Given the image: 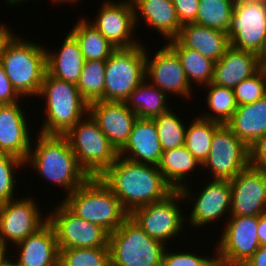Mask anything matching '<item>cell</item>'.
Returning a JSON list of instances; mask_svg holds the SVG:
<instances>
[{
	"label": "cell",
	"mask_w": 266,
	"mask_h": 266,
	"mask_svg": "<svg viewBox=\"0 0 266 266\" xmlns=\"http://www.w3.org/2000/svg\"><path fill=\"white\" fill-rule=\"evenodd\" d=\"M13 31L11 28H8L5 24L0 25V53L4 42L11 36Z\"/></svg>",
	"instance_id": "cell-46"
},
{
	"label": "cell",
	"mask_w": 266,
	"mask_h": 266,
	"mask_svg": "<svg viewBox=\"0 0 266 266\" xmlns=\"http://www.w3.org/2000/svg\"><path fill=\"white\" fill-rule=\"evenodd\" d=\"M167 184L174 190L180 191L189 185L187 179L190 173L202 165L188 151L185 145L164 151L157 165Z\"/></svg>",
	"instance_id": "cell-28"
},
{
	"label": "cell",
	"mask_w": 266,
	"mask_h": 266,
	"mask_svg": "<svg viewBox=\"0 0 266 266\" xmlns=\"http://www.w3.org/2000/svg\"><path fill=\"white\" fill-rule=\"evenodd\" d=\"M249 166L266 172V133L249 146Z\"/></svg>",
	"instance_id": "cell-41"
},
{
	"label": "cell",
	"mask_w": 266,
	"mask_h": 266,
	"mask_svg": "<svg viewBox=\"0 0 266 266\" xmlns=\"http://www.w3.org/2000/svg\"><path fill=\"white\" fill-rule=\"evenodd\" d=\"M51 1H53V2H51V3H59V4H61V3H63V4H74V3H76L77 4V2H79L80 0H51Z\"/></svg>",
	"instance_id": "cell-50"
},
{
	"label": "cell",
	"mask_w": 266,
	"mask_h": 266,
	"mask_svg": "<svg viewBox=\"0 0 266 266\" xmlns=\"http://www.w3.org/2000/svg\"><path fill=\"white\" fill-rule=\"evenodd\" d=\"M20 102L0 105V154L26 161L32 146L31 130Z\"/></svg>",
	"instance_id": "cell-20"
},
{
	"label": "cell",
	"mask_w": 266,
	"mask_h": 266,
	"mask_svg": "<svg viewBox=\"0 0 266 266\" xmlns=\"http://www.w3.org/2000/svg\"><path fill=\"white\" fill-rule=\"evenodd\" d=\"M16 258L10 255L11 266H59L60 250L53 227L47 222L37 232L13 245Z\"/></svg>",
	"instance_id": "cell-21"
},
{
	"label": "cell",
	"mask_w": 266,
	"mask_h": 266,
	"mask_svg": "<svg viewBox=\"0 0 266 266\" xmlns=\"http://www.w3.org/2000/svg\"><path fill=\"white\" fill-rule=\"evenodd\" d=\"M181 25L195 23L199 0H172Z\"/></svg>",
	"instance_id": "cell-42"
},
{
	"label": "cell",
	"mask_w": 266,
	"mask_h": 266,
	"mask_svg": "<svg viewBox=\"0 0 266 266\" xmlns=\"http://www.w3.org/2000/svg\"><path fill=\"white\" fill-rule=\"evenodd\" d=\"M235 0H199L195 23L227 32Z\"/></svg>",
	"instance_id": "cell-34"
},
{
	"label": "cell",
	"mask_w": 266,
	"mask_h": 266,
	"mask_svg": "<svg viewBox=\"0 0 266 266\" xmlns=\"http://www.w3.org/2000/svg\"><path fill=\"white\" fill-rule=\"evenodd\" d=\"M8 248L0 244V266H7L9 264L10 254Z\"/></svg>",
	"instance_id": "cell-47"
},
{
	"label": "cell",
	"mask_w": 266,
	"mask_h": 266,
	"mask_svg": "<svg viewBox=\"0 0 266 266\" xmlns=\"http://www.w3.org/2000/svg\"><path fill=\"white\" fill-rule=\"evenodd\" d=\"M106 61H85L77 83L82 98L89 104L104 100Z\"/></svg>",
	"instance_id": "cell-35"
},
{
	"label": "cell",
	"mask_w": 266,
	"mask_h": 266,
	"mask_svg": "<svg viewBox=\"0 0 266 266\" xmlns=\"http://www.w3.org/2000/svg\"><path fill=\"white\" fill-rule=\"evenodd\" d=\"M215 255L204 265V266H229L225 261H223L215 252Z\"/></svg>",
	"instance_id": "cell-48"
},
{
	"label": "cell",
	"mask_w": 266,
	"mask_h": 266,
	"mask_svg": "<svg viewBox=\"0 0 266 266\" xmlns=\"http://www.w3.org/2000/svg\"><path fill=\"white\" fill-rule=\"evenodd\" d=\"M226 34L231 47L262 58L266 52V0H235Z\"/></svg>",
	"instance_id": "cell-9"
},
{
	"label": "cell",
	"mask_w": 266,
	"mask_h": 266,
	"mask_svg": "<svg viewBox=\"0 0 266 266\" xmlns=\"http://www.w3.org/2000/svg\"><path fill=\"white\" fill-rule=\"evenodd\" d=\"M162 153L163 150L154 120L137 118L129 139L118 152V156L135 163L157 166Z\"/></svg>",
	"instance_id": "cell-22"
},
{
	"label": "cell",
	"mask_w": 266,
	"mask_h": 266,
	"mask_svg": "<svg viewBox=\"0 0 266 266\" xmlns=\"http://www.w3.org/2000/svg\"><path fill=\"white\" fill-rule=\"evenodd\" d=\"M5 2L7 5H12L14 7L17 4L20 5L22 2H26V0H5Z\"/></svg>",
	"instance_id": "cell-49"
},
{
	"label": "cell",
	"mask_w": 266,
	"mask_h": 266,
	"mask_svg": "<svg viewBox=\"0 0 266 266\" xmlns=\"http://www.w3.org/2000/svg\"><path fill=\"white\" fill-rule=\"evenodd\" d=\"M110 266H162L166 248L147 235L130 217L109 234Z\"/></svg>",
	"instance_id": "cell-7"
},
{
	"label": "cell",
	"mask_w": 266,
	"mask_h": 266,
	"mask_svg": "<svg viewBox=\"0 0 266 266\" xmlns=\"http://www.w3.org/2000/svg\"><path fill=\"white\" fill-rule=\"evenodd\" d=\"M242 266H266V246H260Z\"/></svg>",
	"instance_id": "cell-44"
},
{
	"label": "cell",
	"mask_w": 266,
	"mask_h": 266,
	"mask_svg": "<svg viewBox=\"0 0 266 266\" xmlns=\"http://www.w3.org/2000/svg\"><path fill=\"white\" fill-rule=\"evenodd\" d=\"M47 47L12 33L0 53L2 63L13 88L24 99L39 95L47 72Z\"/></svg>",
	"instance_id": "cell-3"
},
{
	"label": "cell",
	"mask_w": 266,
	"mask_h": 266,
	"mask_svg": "<svg viewBox=\"0 0 266 266\" xmlns=\"http://www.w3.org/2000/svg\"><path fill=\"white\" fill-rule=\"evenodd\" d=\"M163 44L165 46L156 50L152 57L146 48V80L167 95L173 93L177 98L180 96L187 100L192 99L193 87L190 86L186 78L179 57L166 43Z\"/></svg>",
	"instance_id": "cell-17"
},
{
	"label": "cell",
	"mask_w": 266,
	"mask_h": 266,
	"mask_svg": "<svg viewBox=\"0 0 266 266\" xmlns=\"http://www.w3.org/2000/svg\"><path fill=\"white\" fill-rule=\"evenodd\" d=\"M236 102L239 105L254 103L266 96V66H262L254 75L243 80L234 88Z\"/></svg>",
	"instance_id": "cell-39"
},
{
	"label": "cell",
	"mask_w": 266,
	"mask_h": 266,
	"mask_svg": "<svg viewBox=\"0 0 266 266\" xmlns=\"http://www.w3.org/2000/svg\"><path fill=\"white\" fill-rule=\"evenodd\" d=\"M132 3L136 26L139 25V20L144 18L142 20H145L143 22L147 24L146 26L159 32L164 41L178 36L182 25L172 0H132Z\"/></svg>",
	"instance_id": "cell-24"
},
{
	"label": "cell",
	"mask_w": 266,
	"mask_h": 266,
	"mask_svg": "<svg viewBox=\"0 0 266 266\" xmlns=\"http://www.w3.org/2000/svg\"><path fill=\"white\" fill-rule=\"evenodd\" d=\"M88 113L117 152L126 144L138 118L125 102L116 101L98 100L89 103Z\"/></svg>",
	"instance_id": "cell-19"
},
{
	"label": "cell",
	"mask_w": 266,
	"mask_h": 266,
	"mask_svg": "<svg viewBox=\"0 0 266 266\" xmlns=\"http://www.w3.org/2000/svg\"><path fill=\"white\" fill-rule=\"evenodd\" d=\"M82 17L69 31L78 41L85 61H106L116 47L111 44L90 22Z\"/></svg>",
	"instance_id": "cell-30"
},
{
	"label": "cell",
	"mask_w": 266,
	"mask_h": 266,
	"mask_svg": "<svg viewBox=\"0 0 266 266\" xmlns=\"http://www.w3.org/2000/svg\"><path fill=\"white\" fill-rule=\"evenodd\" d=\"M249 166V147L226 124L215 131L207 159L201 169L213 179L231 180Z\"/></svg>",
	"instance_id": "cell-13"
},
{
	"label": "cell",
	"mask_w": 266,
	"mask_h": 266,
	"mask_svg": "<svg viewBox=\"0 0 266 266\" xmlns=\"http://www.w3.org/2000/svg\"><path fill=\"white\" fill-rule=\"evenodd\" d=\"M99 178L128 214L147 204L162 201L174 191L156 165L135 163L120 156Z\"/></svg>",
	"instance_id": "cell-1"
},
{
	"label": "cell",
	"mask_w": 266,
	"mask_h": 266,
	"mask_svg": "<svg viewBox=\"0 0 266 266\" xmlns=\"http://www.w3.org/2000/svg\"><path fill=\"white\" fill-rule=\"evenodd\" d=\"M168 249L166 246L162 266H204L212 258V256L204 257L195 252L170 251Z\"/></svg>",
	"instance_id": "cell-40"
},
{
	"label": "cell",
	"mask_w": 266,
	"mask_h": 266,
	"mask_svg": "<svg viewBox=\"0 0 266 266\" xmlns=\"http://www.w3.org/2000/svg\"><path fill=\"white\" fill-rule=\"evenodd\" d=\"M47 213L59 249L109 247V233L74 214L62 201Z\"/></svg>",
	"instance_id": "cell-11"
},
{
	"label": "cell",
	"mask_w": 266,
	"mask_h": 266,
	"mask_svg": "<svg viewBox=\"0 0 266 266\" xmlns=\"http://www.w3.org/2000/svg\"><path fill=\"white\" fill-rule=\"evenodd\" d=\"M205 88L207 89V95L204 98H206L205 102H207V108H210V110L209 112L208 110L205 111L206 113L204 112L200 117L226 124L238 108L234 89L218 86L213 83L206 85Z\"/></svg>",
	"instance_id": "cell-33"
},
{
	"label": "cell",
	"mask_w": 266,
	"mask_h": 266,
	"mask_svg": "<svg viewBox=\"0 0 266 266\" xmlns=\"http://www.w3.org/2000/svg\"><path fill=\"white\" fill-rule=\"evenodd\" d=\"M226 125L249 147L266 133V96L239 105Z\"/></svg>",
	"instance_id": "cell-27"
},
{
	"label": "cell",
	"mask_w": 266,
	"mask_h": 266,
	"mask_svg": "<svg viewBox=\"0 0 266 266\" xmlns=\"http://www.w3.org/2000/svg\"><path fill=\"white\" fill-rule=\"evenodd\" d=\"M175 39L184 48L196 50L214 62L220 60L230 47V40L225 32L196 23L182 25Z\"/></svg>",
	"instance_id": "cell-25"
},
{
	"label": "cell",
	"mask_w": 266,
	"mask_h": 266,
	"mask_svg": "<svg viewBox=\"0 0 266 266\" xmlns=\"http://www.w3.org/2000/svg\"><path fill=\"white\" fill-rule=\"evenodd\" d=\"M24 166L25 161L16 156L0 154V204L17 198L14 194L18 183L15 178L18 176L16 172Z\"/></svg>",
	"instance_id": "cell-38"
},
{
	"label": "cell",
	"mask_w": 266,
	"mask_h": 266,
	"mask_svg": "<svg viewBox=\"0 0 266 266\" xmlns=\"http://www.w3.org/2000/svg\"><path fill=\"white\" fill-rule=\"evenodd\" d=\"M38 134L36 144L32 139L35 147H31L25 166L34 168L41 179L63 188L65 197L90 177L79 165L64 135Z\"/></svg>",
	"instance_id": "cell-2"
},
{
	"label": "cell",
	"mask_w": 266,
	"mask_h": 266,
	"mask_svg": "<svg viewBox=\"0 0 266 266\" xmlns=\"http://www.w3.org/2000/svg\"><path fill=\"white\" fill-rule=\"evenodd\" d=\"M180 201H184L182 193L173 191L162 201L135 209L129 217L147 235L168 246V240L176 239L186 227V216L182 213Z\"/></svg>",
	"instance_id": "cell-10"
},
{
	"label": "cell",
	"mask_w": 266,
	"mask_h": 266,
	"mask_svg": "<svg viewBox=\"0 0 266 266\" xmlns=\"http://www.w3.org/2000/svg\"><path fill=\"white\" fill-rule=\"evenodd\" d=\"M220 125L221 123L204 119L200 115L186 125L185 147L201 165L209 155L212 138Z\"/></svg>",
	"instance_id": "cell-32"
},
{
	"label": "cell",
	"mask_w": 266,
	"mask_h": 266,
	"mask_svg": "<svg viewBox=\"0 0 266 266\" xmlns=\"http://www.w3.org/2000/svg\"><path fill=\"white\" fill-rule=\"evenodd\" d=\"M146 46L116 48L105 65L104 101L125 102L145 79Z\"/></svg>",
	"instance_id": "cell-8"
},
{
	"label": "cell",
	"mask_w": 266,
	"mask_h": 266,
	"mask_svg": "<svg viewBox=\"0 0 266 266\" xmlns=\"http://www.w3.org/2000/svg\"><path fill=\"white\" fill-rule=\"evenodd\" d=\"M229 181L230 216H259L266 213V172L248 166Z\"/></svg>",
	"instance_id": "cell-18"
},
{
	"label": "cell",
	"mask_w": 266,
	"mask_h": 266,
	"mask_svg": "<svg viewBox=\"0 0 266 266\" xmlns=\"http://www.w3.org/2000/svg\"><path fill=\"white\" fill-rule=\"evenodd\" d=\"M21 98L22 97L13 88L0 62V105L17 103L22 100Z\"/></svg>",
	"instance_id": "cell-43"
},
{
	"label": "cell",
	"mask_w": 266,
	"mask_h": 266,
	"mask_svg": "<svg viewBox=\"0 0 266 266\" xmlns=\"http://www.w3.org/2000/svg\"><path fill=\"white\" fill-rule=\"evenodd\" d=\"M199 192L192 191L189 185L183 187L180 192L185 201L193 202L190 215L186 217L185 223L190 228L197 230L204 228L207 224L220 221L223 217L230 216L231 211V186L229 180L212 179L202 185ZM191 190V191H190ZM195 196V197H194ZM187 199V200H186ZM191 200V201H189ZM227 214V215H226ZM229 214V215H228Z\"/></svg>",
	"instance_id": "cell-12"
},
{
	"label": "cell",
	"mask_w": 266,
	"mask_h": 266,
	"mask_svg": "<svg viewBox=\"0 0 266 266\" xmlns=\"http://www.w3.org/2000/svg\"><path fill=\"white\" fill-rule=\"evenodd\" d=\"M23 197L0 204V244L9 249L12 247L10 242L15 245L48 222V217H43L36 198L32 195Z\"/></svg>",
	"instance_id": "cell-14"
},
{
	"label": "cell",
	"mask_w": 266,
	"mask_h": 266,
	"mask_svg": "<svg viewBox=\"0 0 266 266\" xmlns=\"http://www.w3.org/2000/svg\"><path fill=\"white\" fill-rule=\"evenodd\" d=\"M64 136L89 177H100L118 157V152L89 113Z\"/></svg>",
	"instance_id": "cell-6"
},
{
	"label": "cell",
	"mask_w": 266,
	"mask_h": 266,
	"mask_svg": "<svg viewBox=\"0 0 266 266\" xmlns=\"http://www.w3.org/2000/svg\"><path fill=\"white\" fill-rule=\"evenodd\" d=\"M103 2L98 15L92 18L94 21L89 19L88 22L116 48H129L141 44V40L138 41V38L133 36L136 25L132 0Z\"/></svg>",
	"instance_id": "cell-16"
},
{
	"label": "cell",
	"mask_w": 266,
	"mask_h": 266,
	"mask_svg": "<svg viewBox=\"0 0 266 266\" xmlns=\"http://www.w3.org/2000/svg\"><path fill=\"white\" fill-rule=\"evenodd\" d=\"M61 201L74 214L104 228L109 234L129 217L119 199L99 177H90Z\"/></svg>",
	"instance_id": "cell-5"
},
{
	"label": "cell",
	"mask_w": 266,
	"mask_h": 266,
	"mask_svg": "<svg viewBox=\"0 0 266 266\" xmlns=\"http://www.w3.org/2000/svg\"><path fill=\"white\" fill-rule=\"evenodd\" d=\"M59 50L54 53L47 52V72L54 78L78 83L83 70L85 59L83 58L77 39L70 33L63 39Z\"/></svg>",
	"instance_id": "cell-26"
},
{
	"label": "cell",
	"mask_w": 266,
	"mask_h": 266,
	"mask_svg": "<svg viewBox=\"0 0 266 266\" xmlns=\"http://www.w3.org/2000/svg\"><path fill=\"white\" fill-rule=\"evenodd\" d=\"M262 64L264 66H266V52H265L264 56L262 57Z\"/></svg>",
	"instance_id": "cell-51"
},
{
	"label": "cell",
	"mask_w": 266,
	"mask_h": 266,
	"mask_svg": "<svg viewBox=\"0 0 266 266\" xmlns=\"http://www.w3.org/2000/svg\"><path fill=\"white\" fill-rule=\"evenodd\" d=\"M225 221L216 254L229 266H242L260 247L259 216H230Z\"/></svg>",
	"instance_id": "cell-15"
},
{
	"label": "cell",
	"mask_w": 266,
	"mask_h": 266,
	"mask_svg": "<svg viewBox=\"0 0 266 266\" xmlns=\"http://www.w3.org/2000/svg\"><path fill=\"white\" fill-rule=\"evenodd\" d=\"M172 110L153 118L163 152L185 145L187 123Z\"/></svg>",
	"instance_id": "cell-36"
},
{
	"label": "cell",
	"mask_w": 266,
	"mask_h": 266,
	"mask_svg": "<svg viewBox=\"0 0 266 266\" xmlns=\"http://www.w3.org/2000/svg\"><path fill=\"white\" fill-rule=\"evenodd\" d=\"M39 97L44 98L45 118L39 133L64 135L88 113V103L76 84L52 77L46 72Z\"/></svg>",
	"instance_id": "cell-4"
},
{
	"label": "cell",
	"mask_w": 266,
	"mask_h": 266,
	"mask_svg": "<svg viewBox=\"0 0 266 266\" xmlns=\"http://www.w3.org/2000/svg\"><path fill=\"white\" fill-rule=\"evenodd\" d=\"M179 57L191 87L209 85L212 81L215 62L196 50L184 48L176 39L166 43Z\"/></svg>",
	"instance_id": "cell-31"
},
{
	"label": "cell",
	"mask_w": 266,
	"mask_h": 266,
	"mask_svg": "<svg viewBox=\"0 0 266 266\" xmlns=\"http://www.w3.org/2000/svg\"><path fill=\"white\" fill-rule=\"evenodd\" d=\"M168 98L169 95L145 79L130 93L125 103L138 118L153 119L170 110Z\"/></svg>",
	"instance_id": "cell-29"
},
{
	"label": "cell",
	"mask_w": 266,
	"mask_h": 266,
	"mask_svg": "<svg viewBox=\"0 0 266 266\" xmlns=\"http://www.w3.org/2000/svg\"><path fill=\"white\" fill-rule=\"evenodd\" d=\"M257 235L260 246H266V213L259 215Z\"/></svg>",
	"instance_id": "cell-45"
},
{
	"label": "cell",
	"mask_w": 266,
	"mask_h": 266,
	"mask_svg": "<svg viewBox=\"0 0 266 266\" xmlns=\"http://www.w3.org/2000/svg\"><path fill=\"white\" fill-rule=\"evenodd\" d=\"M262 66V58L258 54L230 46L223 57L215 62L211 83L234 89Z\"/></svg>",
	"instance_id": "cell-23"
},
{
	"label": "cell",
	"mask_w": 266,
	"mask_h": 266,
	"mask_svg": "<svg viewBox=\"0 0 266 266\" xmlns=\"http://www.w3.org/2000/svg\"><path fill=\"white\" fill-rule=\"evenodd\" d=\"M59 250V266H110L109 247Z\"/></svg>",
	"instance_id": "cell-37"
}]
</instances>
